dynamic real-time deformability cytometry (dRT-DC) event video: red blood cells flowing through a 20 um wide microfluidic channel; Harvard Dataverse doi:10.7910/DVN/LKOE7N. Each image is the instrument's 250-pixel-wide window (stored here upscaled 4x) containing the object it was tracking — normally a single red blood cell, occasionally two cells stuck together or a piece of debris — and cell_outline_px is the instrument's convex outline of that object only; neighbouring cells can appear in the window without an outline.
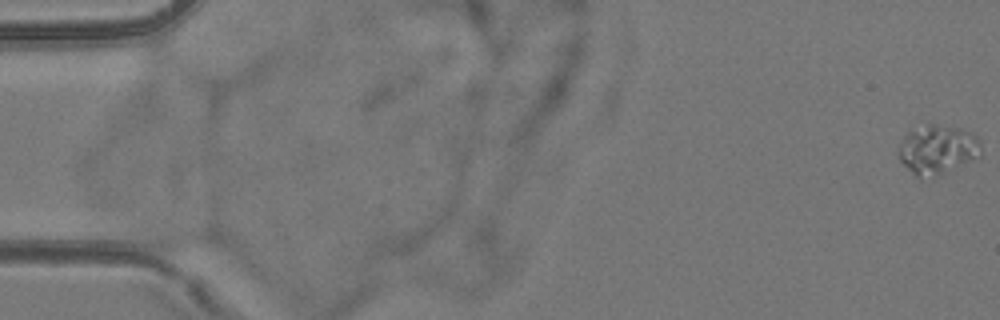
{"species": "common noctule bat (a hibernating species)", "species_latin": "Nyctalus noctula", "temperature_condition": "room temperature", "stored_images_in_passage": 57, "camera_frame_rate_fps": 3000, "um_per_image_px": 0.085, "animal": {"sex": "female", "body_mass_g": 24.6, "forearm_length_mm": 56.2}, "frame": {"image": 1, "passage_image": 1, "time_ms": 0.0, "image_size_px": [1000, 320], "cell_outline_px": [[980, 156], [936, 176], [916, 176], [900, 160], [896, 152], [896, 148], [900, 140], [908, 128], [928, 124], [936, 124], [960, 128], [972, 132], [980, 140]], "centroid_in_image_um": [79.62, 12.65], "position_along_channel_um": 5.4, "area_um2": 23.87}}
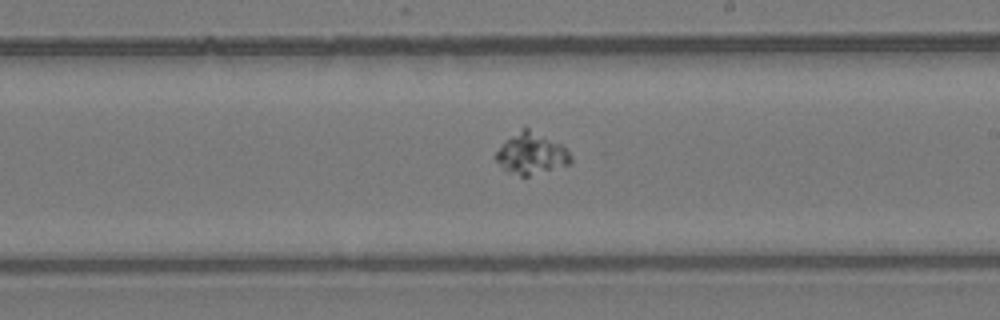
{"frame": {"image": 2, "passage_image": 34, "time_ms": 11.0, "image_size_px": [1000, 320], "cell_outline_px": [[572, 160], [568, 164], [528, 176], [520, 176], [508, 172], [496, 160], [496, 152], [504, 140], [524, 124], [560, 144], [572, 156]], "centroid_in_image_um": [45.12, 13.0], "position_along_channel_um": 243.9, "area_um2": 18.09}}
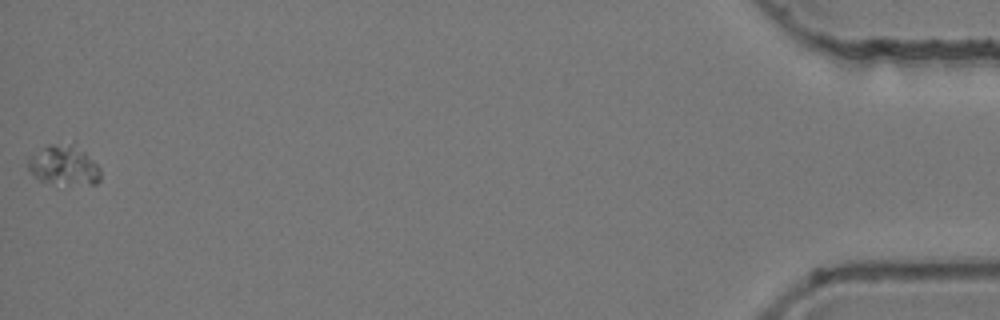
{"frame": {"image": 3, "passage_image": 57, "time_ms": 18.667, "image_size_px": [1000, 320], "cell_outline_px": [[100, 180], [96, 184], [68, 184], [40, 180], [32, 176], [28, 168], [28, 160], [32, 156], [48, 144], [72, 144], [84, 152], [100, 168]], "centroid_in_image_um": [5.43, 14.06], "position_along_channel_um": 429.8, "area_um2": 16.36}}